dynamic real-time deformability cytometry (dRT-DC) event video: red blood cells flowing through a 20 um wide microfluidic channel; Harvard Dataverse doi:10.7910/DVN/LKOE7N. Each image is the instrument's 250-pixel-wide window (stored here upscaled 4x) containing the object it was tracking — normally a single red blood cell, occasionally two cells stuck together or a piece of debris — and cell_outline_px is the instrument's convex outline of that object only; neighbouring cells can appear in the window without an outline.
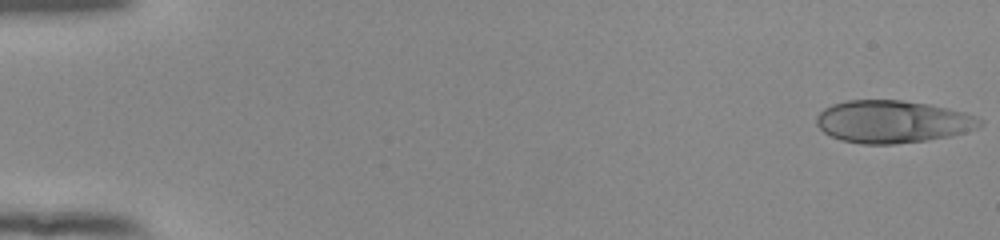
{"species": "human", "species_latin": "Homo sapiens", "temperature_condition": "room temperature", "stored_images_in_passage": 53, "camera_frame_rate_fps": 3000, "um_per_image_px": 0.085, "donor": {"sex": "female"}, "frame": {"image": 1, "passage_image": 1, "time_ms": 0.0, "image_size_px": [1000, 240], "cell_outline_px": [[984, 124], [980, 128], [952, 136], [928, 140], [892, 144], [860, 144], [840, 140], [824, 132], [816, 124], [816, 116], [824, 108], [832, 104], [844, 100], [900, 100], [928, 104], [948, 108], [964, 112], [976, 116], [984, 120]], "centroid_in_image_um": [75.9, 10.34], "position_along_channel_um": 9.1, "area_um2": 40.86}}
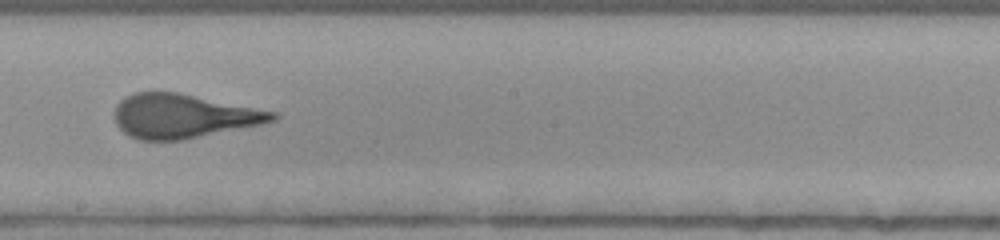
{"frame": {"image": 2, "passage_image": 31, "time_ms": 10.0, "image_size_px": [1000, 240], "cell_outline_px": [[280, 116], [276, 120], [260, 124], [184, 140], [140, 140], [128, 136], [116, 124], [116, 104], [124, 96], [136, 92], [176, 92], [280, 112]], "centroid_in_image_um": [15.6, 9.86], "position_along_channel_um": 232.6, "area_um2": 40.58}}
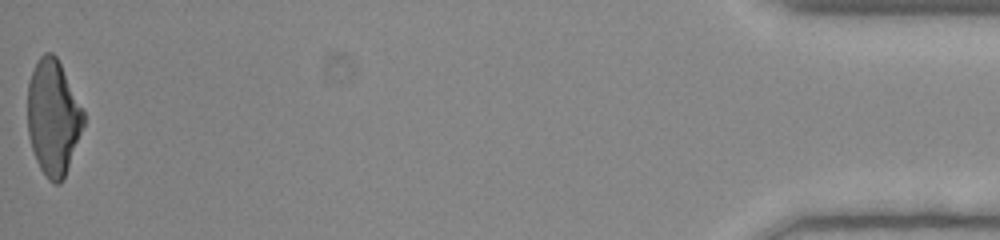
{"frame": {"image": 3, "passage_image": 53, "time_ms": 17.333, "image_size_px": [1000, 240], "cell_outline_px": [[84, 124], [64, 180], [60, 184], [52, 184], [48, 180], [40, 168], [36, 160], [28, 136], [28, 80], [36, 60], [44, 52], [52, 52], [56, 56], [84, 112]], "centroid_in_image_um": [4.5, 10.0], "position_along_channel_um": 430.7, "area_um2": 37.63}, "authors_computed_cell_mechanics": {"area_um2": 40.6334, "velocity_mm_per_s": 3.9238, "shape_relaxation_time_tau1_ms": 5.4299, "shape_relaxation_time_tau2_ms": null, "deformation_change_tau1": 0.2265, "deformation_change_tau2": null}}